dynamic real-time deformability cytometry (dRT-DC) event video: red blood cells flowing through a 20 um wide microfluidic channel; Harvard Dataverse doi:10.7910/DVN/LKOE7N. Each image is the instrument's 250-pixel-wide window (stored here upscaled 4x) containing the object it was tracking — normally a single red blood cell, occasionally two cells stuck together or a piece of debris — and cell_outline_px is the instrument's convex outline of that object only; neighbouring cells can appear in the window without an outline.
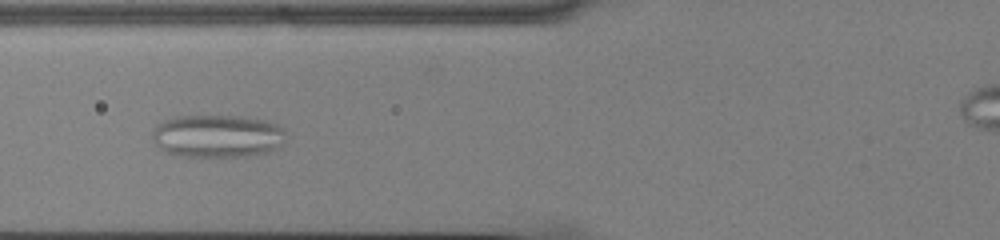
{"species": "common noctule bat (a hibernating species)", "species_latin": "Nyctalus noctula", "temperature_condition": "cold", "stored_images_in_passage": 55, "camera_frame_rate_fps": 3000, "um_per_image_px": 0.085, "animal": {"sex": "male", "body_mass_g": 13.0, "forearm_length_mm": 53.1}, "frame": {"image": 1, "passage_image": 21, "time_ms": 6.667, "image_size_px": [1000, 240], "cell_outline_px": [[288, 136], [280, 148], [268, 152], [248, 156], [180, 156], [168, 152], [160, 148], [152, 140], [152, 128], [164, 120], [176, 116], [240, 116], [264, 120], [276, 124]], "centroid_in_image_um": [18.49, 11.56], "position_along_channel_um": 107.3, "area_um2": 33.52}}
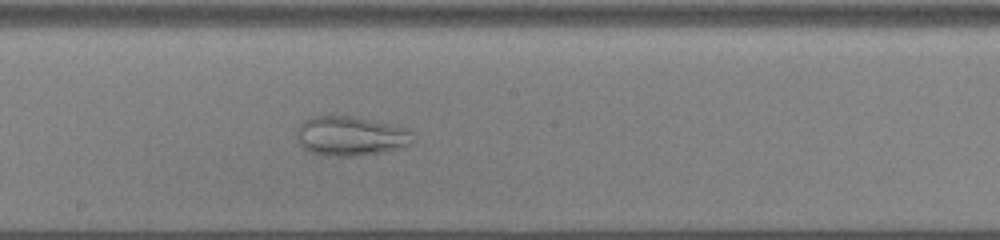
{"frame": {"image": 2, "passage_image": 30, "time_ms": 9.667, "image_size_px": [1000, 240], "cell_outline_px": [[412, 140], [408, 144], [400, 148], [380, 152], [356, 156], [324, 156], [308, 152], [304, 148], [296, 136], [296, 132], [300, 124], [304, 120], [316, 116], [348, 116], [408, 128]], "centroid_in_image_um": [29.74, 11.58], "position_along_channel_um": 218.5, "area_um2": 26.3}}
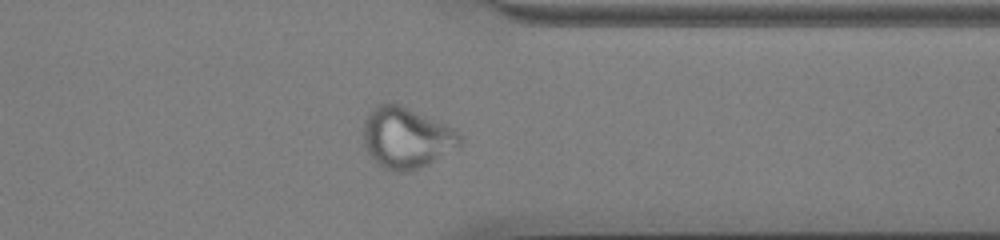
{"frame": {"image": 3, "passage_image": 43, "time_ms": 14.0, "image_size_px": [1000, 240], "cell_outline_px": [[464, 136], [460, 144], [428, 164], [420, 168], [404, 172], [396, 172], [384, 168], [368, 152], [364, 144], [364, 120], [368, 112], [376, 104], [400, 104], [448, 124], [456, 128]], "centroid_in_image_um": [34.57, 11.68], "position_along_channel_um": 376.8, "area_um2": 34.28}}